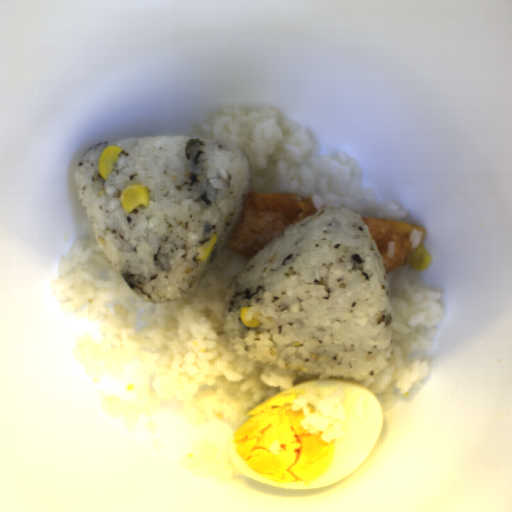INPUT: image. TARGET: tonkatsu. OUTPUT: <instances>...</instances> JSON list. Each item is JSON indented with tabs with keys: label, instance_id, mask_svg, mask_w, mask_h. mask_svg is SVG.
Wrapping results in <instances>:
<instances>
[{
	"label": "tonkatsu",
	"instance_id": "d4beea91",
	"mask_svg": "<svg viewBox=\"0 0 512 512\" xmlns=\"http://www.w3.org/2000/svg\"><path fill=\"white\" fill-rule=\"evenodd\" d=\"M318 211L310 196L247 191L224 247L251 260L292 224Z\"/></svg>",
	"mask_w": 512,
	"mask_h": 512
},
{
	"label": "tonkatsu",
	"instance_id": "3a3dc1c2",
	"mask_svg": "<svg viewBox=\"0 0 512 512\" xmlns=\"http://www.w3.org/2000/svg\"><path fill=\"white\" fill-rule=\"evenodd\" d=\"M362 219L381 254L386 274L411 261L414 249L409 239L410 234L415 229L423 239L426 234L424 228L404 221Z\"/></svg>",
	"mask_w": 512,
	"mask_h": 512
}]
</instances>
